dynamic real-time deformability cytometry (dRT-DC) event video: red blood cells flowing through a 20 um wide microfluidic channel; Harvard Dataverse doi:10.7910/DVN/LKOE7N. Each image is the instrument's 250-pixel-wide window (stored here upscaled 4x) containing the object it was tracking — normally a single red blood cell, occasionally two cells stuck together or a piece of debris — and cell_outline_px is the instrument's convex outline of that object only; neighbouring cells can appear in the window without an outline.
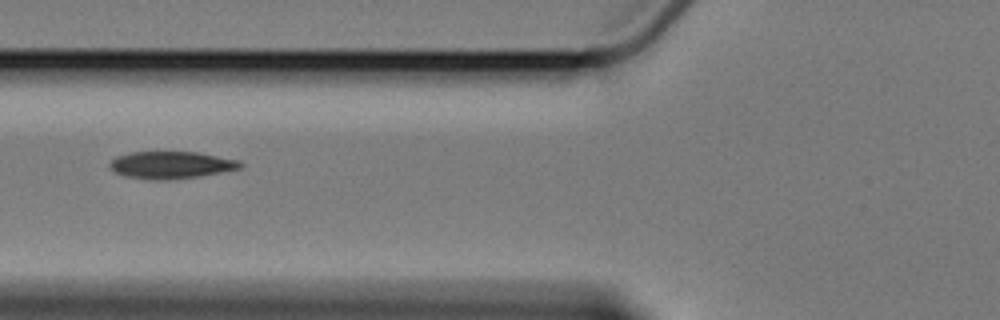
{"species": "Egyptian fruit bat (a non-hibernating species)", "species_latin": "Rousettus aegyptiacus", "temperature_condition": "cold", "stored_images_in_passage": 10, "camera_frame_rate_fps": 3000, "um_per_image_px": 0.085, "animal": {"sex": "female"}, "frame": {"image": 1, "passage_image": 5, "time_ms": 4.667, "image_size_px": [1000, 320], "cell_outline_px": [[244, 164], [240, 168], [200, 176], [168, 180], [152, 180], [124, 176], [108, 168], [108, 164], [116, 156], [132, 152], [196, 152], [240, 160]], "centroid_in_image_um": [14.52, 14.03], "position_along_channel_um": 111.3, "area_um2": 20.75}}
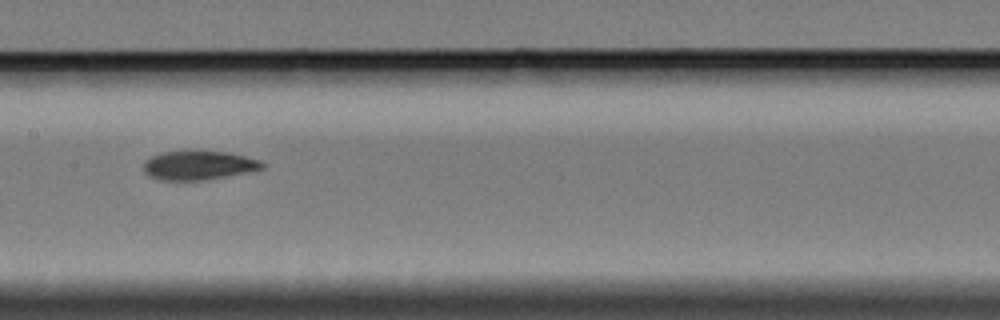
{"frame": {"image": 2, "passage_image": 7, "time_ms": 7.0, "image_size_px": [1000, 320], "cell_outline_px": [[264, 168], [204, 180], [160, 180], [148, 176], [144, 172], [144, 160], [148, 156], [160, 152], [184, 148], [228, 152], [260, 160], [264, 164]], "centroid_in_image_um": [16.78, 14.0], "position_along_channel_um": 190.6, "area_um2": 20.75}}
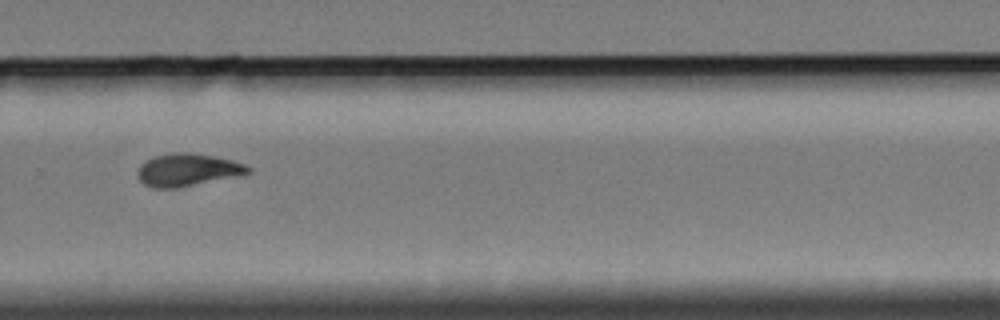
{"frame": {"image": 3, "passage_image": 10, "time_ms": 10.667, "image_size_px": [1000, 320], "cell_outline_px": [[252, 172], [176, 188], [152, 188], [144, 184], [140, 180], [136, 172], [140, 164], [156, 156], [176, 152], [188, 152], [212, 156], [232, 160], [244, 164], [252, 168]], "centroid_in_image_um": [15.9, 14.44], "position_along_channel_um": 313.9, "area_um2": 20.58}}